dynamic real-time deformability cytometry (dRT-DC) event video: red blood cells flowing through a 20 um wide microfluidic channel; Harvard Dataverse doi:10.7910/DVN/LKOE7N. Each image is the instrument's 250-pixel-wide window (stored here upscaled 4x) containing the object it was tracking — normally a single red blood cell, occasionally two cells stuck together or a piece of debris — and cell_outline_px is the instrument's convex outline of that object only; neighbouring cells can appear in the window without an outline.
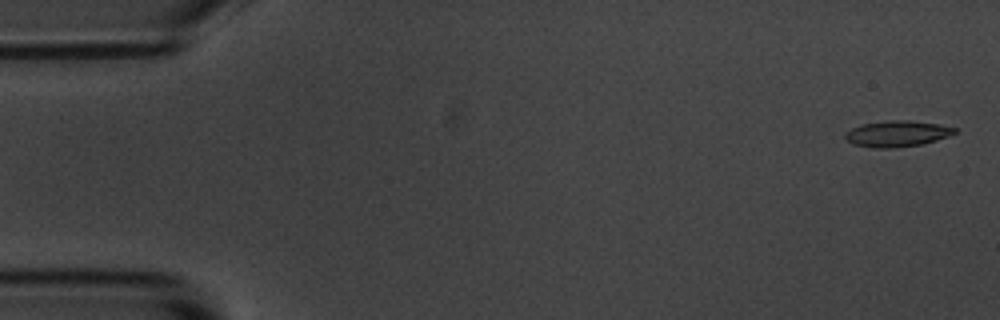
{"species": "common noctule bat (a hibernating species)", "species_latin": "Nyctalus noctula", "temperature_condition": "room temperature", "stored_images_in_passage": 5, "camera_frame_rate_fps": 3000, "um_per_image_px": 0.085, "animal": {"sex": "male", "body_mass_g": 20.1, "forearm_length_mm": 53.5}, "frame": {"image": 1, "passage_image": 1, "time_ms": 0.0, "image_size_px": [1000, 320], "cell_outline_px": [[956, 132], [948, 136], [924, 144], [888, 148], [872, 148], [852, 144], [844, 136], [844, 132], [852, 128], [864, 124], [892, 120], [908, 120], [940, 124], [956, 128]], "centroid_in_image_um": [76.25, 11.37], "position_along_channel_um": 8.8, "area_um2": 16.53}}
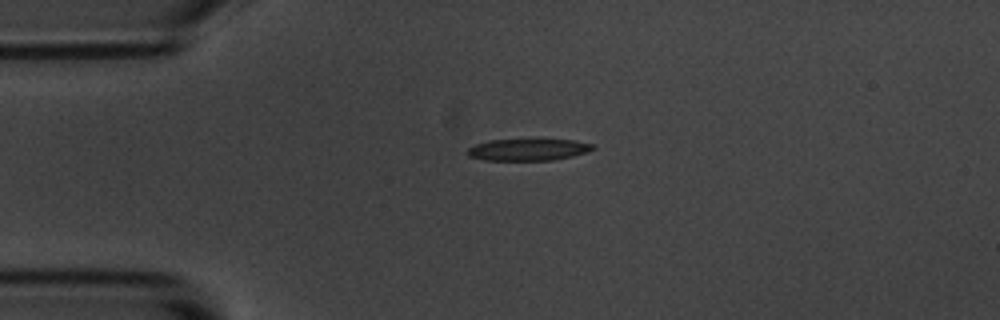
{"frame": {"image": 2, "passage_image": 4, "time_ms": 3.667, "image_size_px": [1000, 320], "cell_outline_px": [[596, 148], [572, 156], [552, 160], [484, 160], [468, 156], [468, 148], [476, 144], [488, 140], [536, 136], [572, 140], [596, 144]], "centroid_in_image_um": [44.92, 12.65], "position_along_channel_um": 40.1, "area_um2": 16.94}}